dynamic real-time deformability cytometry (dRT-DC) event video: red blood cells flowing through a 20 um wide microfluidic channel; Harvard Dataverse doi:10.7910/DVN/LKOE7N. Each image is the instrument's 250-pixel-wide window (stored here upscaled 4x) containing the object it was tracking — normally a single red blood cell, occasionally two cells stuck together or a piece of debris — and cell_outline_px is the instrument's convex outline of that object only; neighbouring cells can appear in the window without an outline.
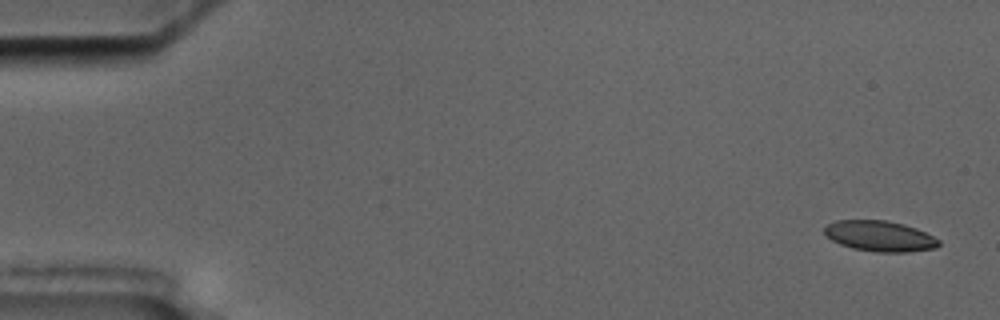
{"species": "common noctule bat (a hibernating species)", "species_latin": "Nyctalus noctula", "temperature_condition": "cold", "stored_images_in_passage": 7, "camera_frame_rate_fps": 3000, "um_per_image_px": 0.085, "animal": {"sex": "male", "body_mass_g": 17.5, "forearm_length_mm": 52.3}, "frame": {"image": 1, "passage_image": 1, "time_ms": 0.0, "image_size_px": [1000, 320], "cell_outline_px": [[940, 244], [936, 248], [908, 252], [876, 252], [852, 248], [840, 244], [832, 240], [824, 232], [824, 228], [828, 224], [836, 220], [888, 220], [904, 224], [916, 228], [940, 240]], "centroid_in_image_um": [74.79, 20.07], "position_along_channel_um": 10.2, "area_um2": 20.4}}
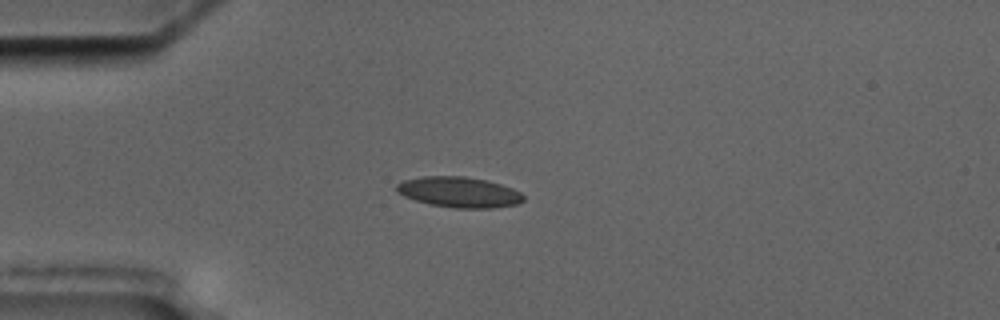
{"frame": {"image": 2, "passage_image": 4, "time_ms": 4.333, "image_size_px": [1000, 320], "cell_outline_px": [[524, 200], [516, 204], [492, 208], [452, 208], [432, 204], [416, 200], [404, 196], [396, 192], [396, 184], [404, 180], [420, 176], [464, 176], [488, 180], [512, 188], [520, 192], [524, 196]], "centroid_in_image_um": [39.01, 16.32], "position_along_channel_um": 46.0, "area_um2": 22.6}}